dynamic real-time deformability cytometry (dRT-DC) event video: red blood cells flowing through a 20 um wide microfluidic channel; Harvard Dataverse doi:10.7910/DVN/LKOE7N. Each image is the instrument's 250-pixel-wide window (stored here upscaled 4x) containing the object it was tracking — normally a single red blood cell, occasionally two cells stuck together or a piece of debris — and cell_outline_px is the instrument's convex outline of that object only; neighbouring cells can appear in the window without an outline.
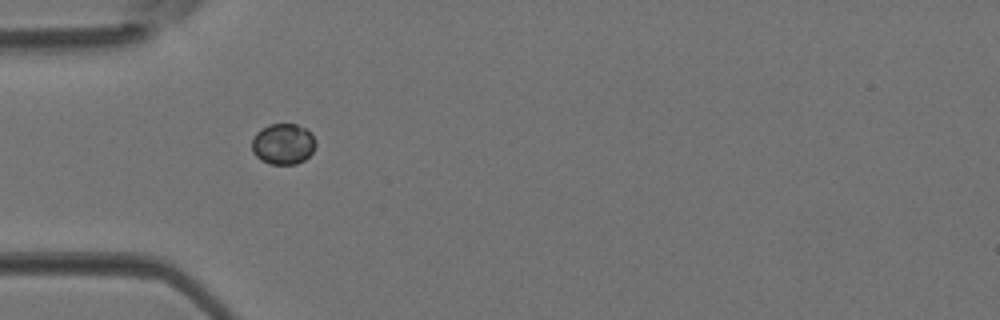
{"species": "Egyptian fruit bat (a non-hibernating species)", "species_latin": "Rousettus aegyptiacus", "temperature_condition": "room temperature", "stored_images_in_passage": 30, "camera_frame_rate_fps": 3000, "um_per_image_px": 0.085, "animal": {"sex": "female"}, "frame": {"image": 1, "passage_image": 1, "time_ms": 0.0, "image_size_px": [1000, 320], "cell_outline_px": [[316, 144], [312, 152], [304, 160], [296, 164], [268, 164], [260, 160], [252, 152], [252, 136], [256, 132], [268, 124], [296, 124], [312, 132], [316, 140]], "centroid_in_image_um": [24.05, 12.23], "position_along_channel_um": 60.9, "area_um2": 15.43}}
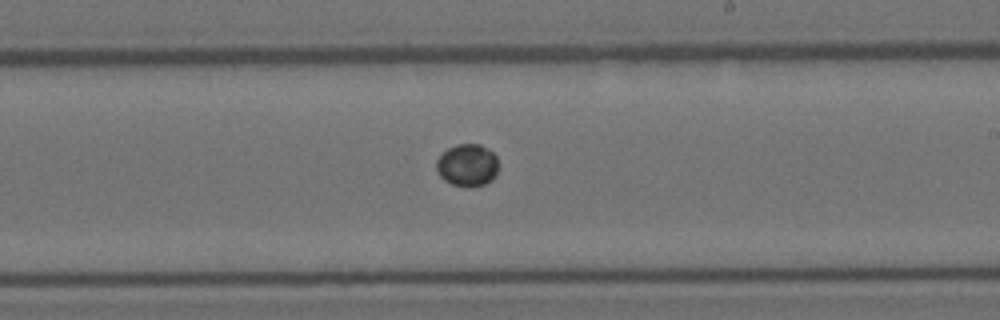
{"frame": {"image": 2, "passage_image": 13, "time_ms": 4.0, "image_size_px": [1000, 320], "cell_outline_px": [[496, 176], [492, 180], [484, 184], [452, 184], [444, 180], [436, 172], [436, 160], [448, 148], [456, 144], [480, 144], [492, 152], [496, 156]], "centroid_in_image_um": [39.69, 14.0], "position_along_channel_um": 249.3, "area_um2": 14.85}}
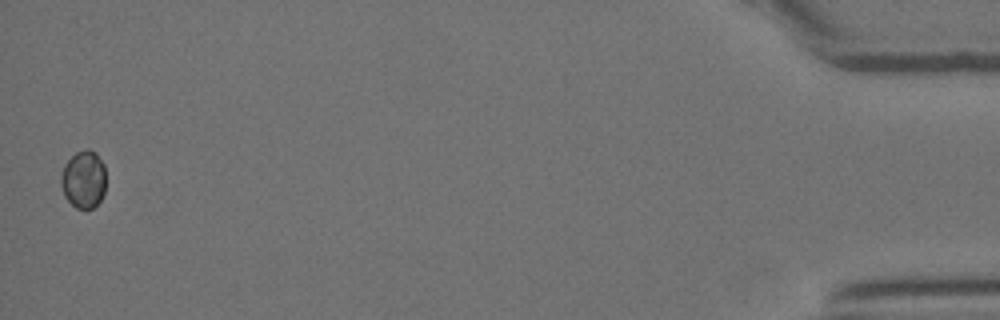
{"frame": {"image": 3, "passage_image": 30, "time_ms": 9.667, "image_size_px": [1000, 320], "cell_outline_px": [[104, 192], [100, 200], [92, 208], [76, 208], [64, 196], [60, 184], [60, 176], [64, 164], [76, 152], [88, 148], [96, 152], [104, 164]], "centroid_in_image_um": [7.08, 15.22], "position_along_channel_um": 428.1, "area_um2": 15.09}}